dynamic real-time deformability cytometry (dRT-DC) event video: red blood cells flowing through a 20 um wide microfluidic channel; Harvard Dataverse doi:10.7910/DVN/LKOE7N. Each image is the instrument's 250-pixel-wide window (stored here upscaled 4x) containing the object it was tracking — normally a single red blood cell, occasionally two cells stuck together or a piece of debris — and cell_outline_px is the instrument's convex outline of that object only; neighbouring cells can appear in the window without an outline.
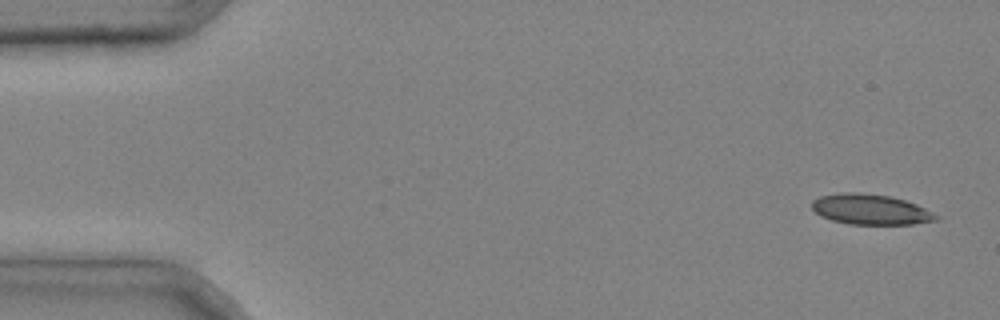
{"species": "common noctule bat (a hibernating species)", "species_latin": "Nyctalus noctula", "temperature_condition": "cold", "stored_images_in_passage": 3, "camera_frame_rate_fps": 3000, "um_per_image_px": 0.085, "animal": {"sex": "male", "body_mass_g": 20.4}, "frame": {"image": 1, "passage_image": 1, "time_ms": 0.0, "image_size_px": [1000, 320], "cell_outline_px": [[940, 220], [912, 224], [848, 224], [832, 220], [820, 216], [812, 208], [812, 200], [820, 196], [844, 192], [856, 192], [888, 196], [904, 200], [916, 204], [940, 216]], "centroid_in_image_um": [74.0, 17.81], "position_along_channel_um": 11.0, "area_um2": 21.91}}